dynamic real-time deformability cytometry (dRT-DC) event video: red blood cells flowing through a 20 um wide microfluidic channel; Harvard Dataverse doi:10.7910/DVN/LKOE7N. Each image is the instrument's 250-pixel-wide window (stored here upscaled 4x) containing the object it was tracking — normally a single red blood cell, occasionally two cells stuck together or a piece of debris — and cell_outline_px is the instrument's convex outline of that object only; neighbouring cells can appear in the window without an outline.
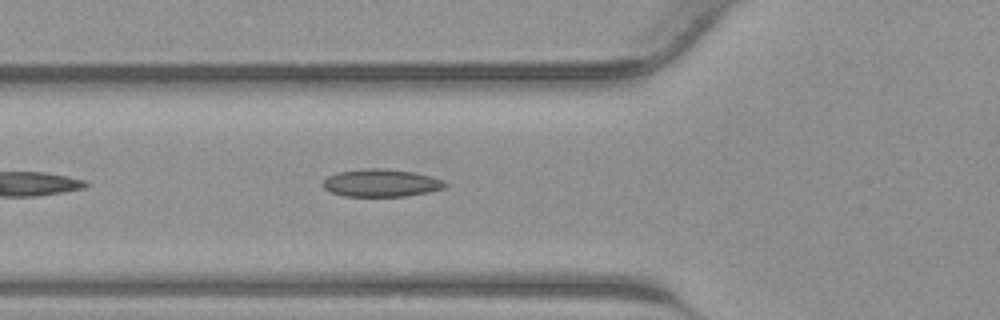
{"species": "common noctule bat (a hibernating species)", "species_latin": "Nyctalus noctula", "temperature_condition": "warm", "stored_images_in_passage": 19, "camera_frame_rate_fps": 3000, "um_per_image_px": 0.085, "animal": {"sex": "male", "body_mass_g": 23.1, "forearm_length_mm": 52.7}, "frame": {"image": 1, "passage_image": 4, "time_ms": 1.0, "image_size_px": [1000, 320], "cell_outline_px": [[448, 184], [444, 188], [428, 192], [408, 196], [344, 196], [332, 192], [324, 188], [320, 184], [328, 176], [336, 172], [364, 168], [384, 168], [412, 172], [432, 176], [444, 180]], "centroid_in_image_um": [32.39, 15.54], "position_along_channel_um": 93.4, "area_um2": 19.83}}
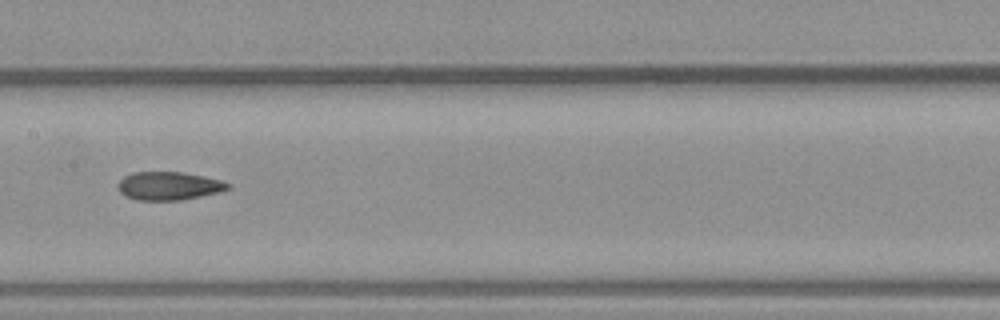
{"frame": {"image": 2, "passage_image": 10, "time_ms": 3.0, "image_size_px": [1000, 320], "cell_outline_px": [[232, 188], [220, 192], [180, 200], [136, 200], [120, 192], [120, 180], [124, 176], [132, 172], [180, 172], [204, 176], [220, 180], [232, 184]], "centroid_in_image_um": [14.41, 15.8], "position_along_channel_um": 193.0, "area_um2": 17.98}}
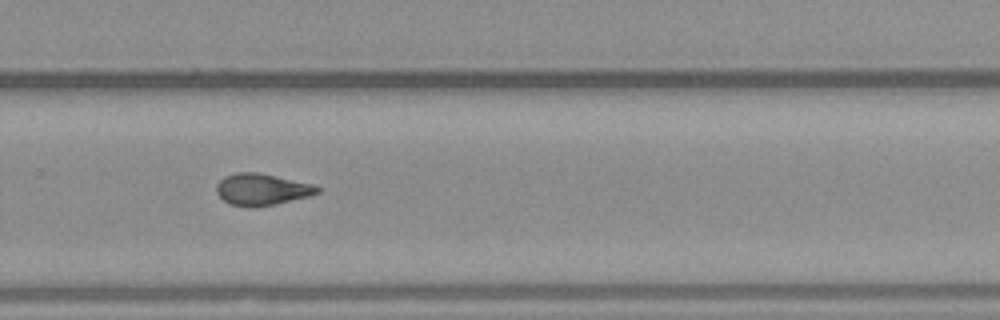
{"frame": {"image": 3, "passage_image": 17, "time_ms": 5.333, "image_size_px": [1000, 320], "cell_outline_px": [[320, 192], [308, 196], [276, 204], [256, 208], [248, 208], [228, 204], [216, 192], [216, 184], [224, 176], [236, 172], [256, 172], [276, 176], [312, 184], [320, 188]], "centroid_in_image_um": [22.21, 16.12], "position_along_channel_um": 307.6, "area_um2": 18.73}}